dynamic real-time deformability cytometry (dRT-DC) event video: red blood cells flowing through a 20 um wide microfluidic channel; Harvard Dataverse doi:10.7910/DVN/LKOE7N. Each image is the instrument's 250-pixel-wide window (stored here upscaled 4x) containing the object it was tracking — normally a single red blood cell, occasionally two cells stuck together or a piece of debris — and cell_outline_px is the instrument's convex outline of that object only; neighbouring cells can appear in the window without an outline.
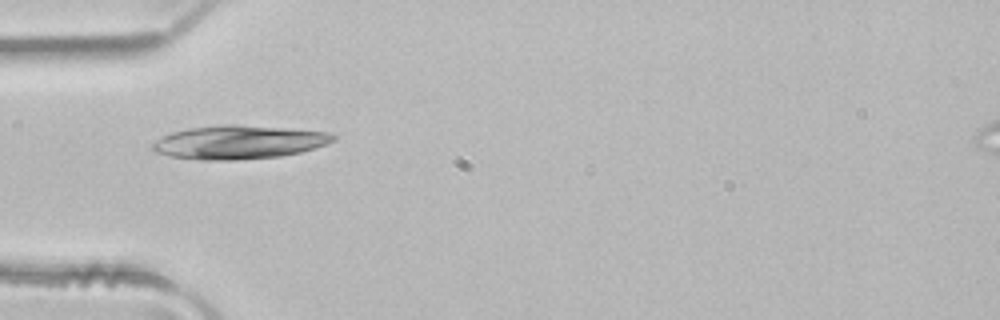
{"species": "common noctule bat (a hibernating species)", "species_latin": "Nyctalus noctula", "temperature_condition": "room temperature", "stored_images_in_passage": 4, "camera_frame_rate_fps": 3000, "um_per_image_px": 0.085, "animal": {"sex": "male", "body_mass_g": 21.5, "forearm_length_mm": 52.0}, "frame": {"image": 1, "passage_image": 4, "time_ms": 1.0, "image_size_px": [1000, 320], "cell_outline_px": [[336, 140], [300, 152], [280, 156], [236, 160], [200, 160], [168, 156], [156, 152], [152, 148], [152, 144], [156, 140], [172, 132], [192, 128], [224, 124], [236, 124], [332, 132], [336, 136]], "centroid_in_image_um": [20.3, 12.09], "position_along_channel_um": 64.7, "area_um2": 35.14}}